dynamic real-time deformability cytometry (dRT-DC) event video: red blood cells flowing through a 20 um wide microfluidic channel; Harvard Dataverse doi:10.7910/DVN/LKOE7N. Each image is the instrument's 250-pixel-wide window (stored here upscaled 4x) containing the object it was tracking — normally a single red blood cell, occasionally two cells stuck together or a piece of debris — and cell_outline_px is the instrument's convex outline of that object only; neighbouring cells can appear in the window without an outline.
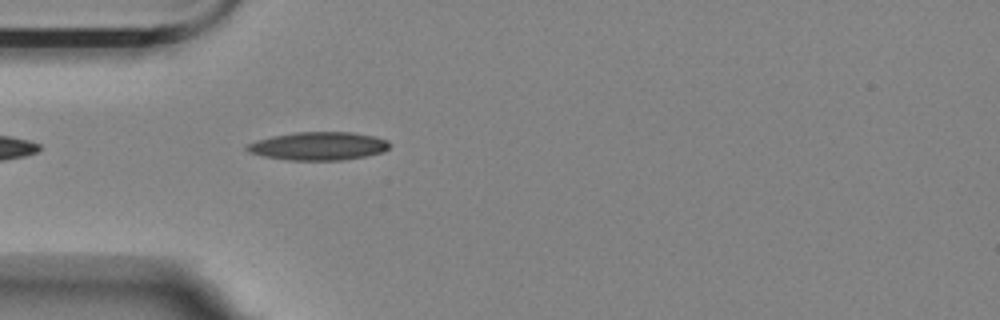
{"species": "Egyptian fruit bat (a non-hibernating species)", "species_latin": "Rousettus aegyptiacus", "temperature_condition": "room temperature", "stored_images_in_passage": 5, "camera_frame_rate_fps": 3000, "um_per_image_px": 0.085, "animal": {"sex": "female"}, "frame": {"image": 1, "passage_image": 5, "time_ms": 5.0, "image_size_px": [1000, 320], "cell_outline_px": [[392, 144], [384, 152], [364, 156], [340, 160], [288, 160], [264, 156], [248, 152], [244, 148], [248, 144], [256, 140], [272, 136], [296, 132], [352, 132], [376, 136], [388, 140]], "centroid_in_image_um": [27.09, 12.41], "position_along_channel_um": 57.9, "area_um2": 23.52}}